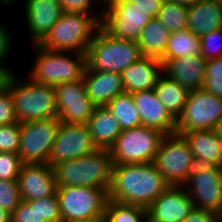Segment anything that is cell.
I'll return each instance as SVG.
<instances>
[{"instance_id":"cell-16","label":"cell","mask_w":222,"mask_h":222,"mask_svg":"<svg viewBox=\"0 0 222 222\" xmlns=\"http://www.w3.org/2000/svg\"><path fill=\"white\" fill-rule=\"evenodd\" d=\"M194 203L183 186H170L147 208V222H183Z\"/></svg>"},{"instance_id":"cell-22","label":"cell","mask_w":222,"mask_h":222,"mask_svg":"<svg viewBox=\"0 0 222 222\" xmlns=\"http://www.w3.org/2000/svg\"><path fill=\"white\" fill-rule=\"evenodd\" d=\"M163 73V64L155 57L142 56L121 72L126 93L154 89Z\"/></svg>"},{"instance_id":"cell-38","label":"cell","mask_w":222,"mask_h":222,"mask_svg":"<svg viewBox=\"0 0 222 222\" xmlns=\"http://www.w3.org/2000/svg\"><path fill=\"white\" fill-rule=\"evenodd\" d=\"M11 222H44L37 212V199L22 200L11 214Z\"/></svg>"},{"instance_id":"cell-4","label":"cell","mask_w":222,"mask_h":222,"mask_svg":"<svg viewBox=\"0 0 222 222\" xmlns=\"http://www.w3.org/2000/svg\"><path fill=\"white\" fill-rule=\"evenodd\" d=\"M142 56L137 42L111 36L100 26L87 49L86 66L92 71L121 74Z\"/></svg>"},{"instance_id":"cell-36","label":"cell","mask_w":222,"mask_h":222,"mask_svg":"<svg viewBox=\"0 0 222 222\" xmlns=\"http://www.w3.org/2000/svg\"><path fill=\"white\" fill-rule=\"evenodd\" d=\"M20 146V123L0 126V152L18 153Z\"/></svg>"},{"instance_id":"cell-5","label":"cell","mask_w":222,"mask_h":222,"mask_svg":"<svg viewBox=\"0 0 222 222\" xmlns=\"http://www.w3.org/2000/svg\"><path fill=\"white\" fill-rule=\"evenodd\" d=\"M101 24L85 13H63L45 38L38 44L42 48L86 54Z\"/></svg>"},{"instance_id":"cell-34","label":"cell","mask_w":222,"mask_h":222,"mask_svg":"<svg viewBox=\"0 0 222 222\" xmlns=\"http://www.w3.org/2000/svg\"><path fill=\"white\" fill-rule=\"evenodd\" d=\"M200 55L207 61L222 57V28L200 37Z\"/></svg>"},{"instance_id":"cell-29","label":"cell","mask_w":222,"mask_h":222,"mask_svg":"<svg viewBox=\"0 0 222 222\" xmlns=\"http://www.w3.org/2000/svg\"><path fill=\"white\" fill-rule=\"evenodd\" d=\"M200 37L191 30L172 32L164 55L160 59H175L189 55H200Z\"/></svg>"},{"instance_id":"cell-14","label":"cell","mask_w":222,"mask_h":222,"mask_svg":"<svg viewBox=\"0 0 222 222\" xmlns=\"http://www.w3.org/2000/svg\"><path fill=\"white\" fill-rule=\"evenodd\" d=\"M54 87L57 117L60 121L68 124H86L96 106L85 91L83 79L61 83Z\"/></svg>"},{"instance_id":"cell-9","label":"cell","mask_w":222,"mask_h":222,"mask_svg":"<svg viewBox=\"0 0 222 222\" xmlns=\"http://www.w3.org/2000/svg\"><path fill=\"white\" fill-rule=\"evenodd\" d=\"M222 122V98L201 88L189 92L187 102L176 120V134L194 130H216Z\"/></svg>"},{"instance_id":"cell-12","label":"cell","mask_w":222,"mask_h":222,"mask_svg":"<svg viewBox=\"0 0 222 222\" xmlns=\"http://www.w3.org/2000/svg\"><path fill=\"white\" fill-rule=\"evenodd\" d=\"M192 159L188 142L174 133L162 138L153 164L170 186H183L187 182V169Z\"/></svg>"},{"instance_id":"cell-33","label":"cell","mask_w":222,"mask_h":222,"mask_svg":"<svg viewBox=\"0 0 222 222\" xmlns=\"http://www.w3.org/2000/svg\"><path fill=\"white\" fill-rule=\"evenodd\" d=\"M21 201L18 180H0V207L12 214Z\"/></svg>"},{"instance_id":"cell-51","label":"cell","mask_w":222,"mask_h":222,"mask_svg":"<svg viewBox=\"0 0 222 222\" xmlns=\"http://www.w3.org/2000/svg\"><path fill=\"white\" fill-rule=\"evenodd\" d=\"M215 222H222V218L218 217Z\"/></svg>"},{"instance_id":"cell-47","label":"cell","mask_w":222,"mask_h":222,"mask_svg":"<svg viewBox=\"0 0 222 222\" xmlns=\"http://www.w3.org/2000/svg\"><path fill=\"white\" fill-rule=\"evenodd\" d=\"M171 1L177 3L178 5L189 7L191 4L196 3L200 0H171Z\"/></svg>"},{"instance_id":"cell-21","label":"cell","mask_w":222,"mask_h":222,"mask_svg":"<svg viewBox=\"0 0 222 222\" xmlns=\"http://www.w3.org/2000/svg\"><path fill=\"white\" fill-rule=\"evenodd\" d=\"M85 91L95 106H106L125 92L121 74L111 71H92L87 66L83 74Z\"/></svg>"},{"instance_id":"cell-23","label":"cell","mask_w":222,"mask_h":222,"mask_svg":"<svg viewBox=\"0 0 222 222\" xmlns=\"http://www.w3.org/2000/svg\"><path fill=\"white\" fill-rule=\"evenodd\" d=\"M187 27L196 36L222 28V8L219 1L200 0L187 8Z\"/></svg>"},{"instance_id":"cell-2","label":"cell","mask_w":222,"mask_h":222,"mask_svg":"<svg viewBox=\"0 0 222 222\" xmlns=\"http://www.w3.org/2000/svg\"><path fill=\"white\" fill-rule=\"evenodd\" d=\"M113 159L108 149H97L89 155L65 160L53 166L57 187L86 186L109 189Z\"/></svg>"},{"instance_id":"cell-11","label":"cell","mask_w":222,"mask_h":222,"mask_svg":"<svg viewBox=\"0 0 222 222\" xmlns=\"http://www.w3.org/2000/svg\"><path fill=\"white\" fill-rule=\"evenodd\" d=\"M60 124L58 117L20 123L18 155L23 164L48 163Z\"/></svg>"},{"instance_id":"cell-15","label":"cell","mask_w":222,"mask_h":222,"mask_svg":"<svg viewBox=\"0 0 222 222\" xmlns=\"http://www.w3.org/2000/svg\"><path fill=\"white\" fill-rule=\"evenodd\" d=\"M97 149L86 124L61 122L48 164L53 167L58 162L80 158Z\"/></svg>"},{"instance_id":"cell-20","label":"cell","mask_w":222,"mask_h":222,"mask_svg":"<svg viewBox=\"0 0 222 222\" xmlns=\"http://www.w3.org/2000/svg\"><path fill=\"white\" fill-rule=\"evenodd\" d=\"M142 126L160 130L165 135L176 133V120L158 99L154 89L132 93Z\"/></svg>"},{"instance_id":"cell-19","label":"cell","mask_w":222,"mask_h":222,"mask_svg":"<svg viewBox=\"0 0 222 222\" xmlns=\"http://www.w3.org/2000/svg\"><path fill=\"white\" fill-rule=\"evenodd\" d=\"M25 20L34 44H39L63 14L59 0H25Z\"/></svg>"},{"instance_id":"cell-48","label":"cell","mask_w":222,"mask_h":222,"mask_svg":"<svg viewBox=\"0 0 222 222\" xmlns=\"http://www.w3.org/2000/svg\"><path fill=\"white\" fill-rule=\"evenodd\" d=\"M7 6H11L12 5V3L14 4V2L15 1H17V0H2Z\"/></svg>"},{"instance_id":"cell-3","label":"cell","mask_w":222,"mask_h":222,"mask_svg":"<svg viewBox=\"0 0 222 222\" xmlns=\"http://www.w3.org/2000/svg\"><path fill=\"white\" fill-rule=\"evenodd\" d=\"M17 72L10 77L7 88L13 99L19 123L57 117L56 90L52 85L34 82L30 78L20 83Z\"/></svg>"},{"instance_id":"cell-30","label":"cell","mask_w":222,"mask_h":222,"mask_svg":"<svg viewBox=\"0 0 222 222\" xmlns=\"http://www.w3.org/2000/svg\"><path fill=\"white\" fill-rule=\"evenodd\" d=\"M106 222H147V208L108 200Z\"/></svg>"},{"instance_id":"cell-37","label":"cell","mask_w":222,"mask_h":222,"mask_svg":"<svg viewBox=\"0 0 222 222\" xmlns=\"http://www.w3.org/2000/svg\"><path fill=\"white\" fill-rule=\"evenodd\" d=\"M37 212L44 222H62L57 195L37 199Z\"/></svg>"},{"instance_id":"cell-28","label":"cell","mask_w":222,"mask_h":222,"mask_svg":"<svg viewBox=\"0 0 222 222\" xmlns=\"http://www.w3.org/2000/svg\"><path fill=\"white\" fill-rule=\"evenodd\" d=\"M106 107L118 121L121 130L142 126L140 114L131 93L123 92L111 100Z\"/></svg>"},{"instance_id":"cell-27","label":"cell","mask_w":222,"mask_h":222,"mask_svg":"<svg viewBox=\"0 0 222 222\" xmlns=\"http://www.w3.org/2000/svg\"><path fill=\"white\" fill-rule=\"evenodd\" d=\"M154 91L169 114L177 120L187 102L189 92L164 73L158 78Z\"/></svg>"},{"instance_id":"cell-50","label":"cell","mask_w":222,"mask_h":222,"mask_svg":"<svg viewBox=\"0 0 222 222\" xmlns=\"http://www.w3.org/2000/svg\"><path fill=\"white\" fill-rule=\"evenodd\" d=\"M219 132H220V135L222 136V122H221V124H220V126H219Z\"/></svg>"},{"instance_id":"cell-49","label":"cell","mask_w":222,"mask_h":222,"mask_svg":"<svg viewBox=\"0 0 222 222\" xmlns=\"http://www.w3.org/2000/svg\"><path fill=\"white\" fill-rule=\"evenodd\" d=\"M98 1L101 3V6L103 4V7L106 6L110 2V0H98Z\"/></svg>"},{"instance_id":"cell-7","label":"cell","mask_w":222,"mask_h":222,"mask_svg":"<svg viewBox=\"0 0 222 222\" xmlns=\"http://www.w3.org/2000/svg\"><path fill=\"white\" fill-rule=\"evenodd\" d=\"M191 197L194 208L222 211V167L211 161L193 158L187 169V182L183 185Z\"/></svg>"},{"instance_id":"cell-26","label":"cell","mask_w":222,"mask_h":222,"mask_svg":"<svg viewBox=\"0 0 222 222\" xmlns=\"http://www.w3.org/2000/svg\"><path fill=\"white\" fill-rule=\"evenodd\" d=\"M171 32L157 17L142 29L137 41L143 56L160 59L166 50Z\"/></svg>"},{"instance_id":"cell-53","label":"cell","mask_w":222,"mask_h":222,"mask_svg":"<svg viewBox=\"0 0 222 222\" xmlns=\"http://www.w3.org/2000/svg\"><path fill=\"white\" fill-rule=\"evenodd\" d=\"M110 1H130V0H110Z\"/></svg>"},{"instance_id":"cell-10","label":"cell","mask_w":222,"mask_h":222,"mask_svg":"<svg viewBox=\"0 0 222 222\" xmlns=\"http://www.w3.org/2000/svg\"><path fill=\"white\" fill-rule=\"evenodd\" d=\"M108 190L86 186L57 187L62 222L104 216Z\"/></svg>"},{"instance_id":"cell-46","label":"cell","mask_w":222,"mask_h":222,"mask_svg":"<svg viewBox=\"0 0 222 222\" xmlns=\"http://www.w3.org/2000/svg\"><path fill=\"white\" fill-rule=\"evenodd\" d=\"M0 222H11V214L0 207Z\"/></svg>"},{"instance_id":"cell-52","label":"cell","mask_w":222,"mask_h":222,"mask_svg":"<svg viewBox=\"0 0 222 222\" xmlns=\"http://www.w3.org/2000/svg\"><path fill=\"white\" fill-rule=\"evenodd\" d=\"M0 4H2L3 7H6V6H7L2 0H0Z\"/></svg>"},{"instance_id":"cell-35","label":"cell","mask_w":222,"mask_h":222,"mask_svg":"<svg viewBox=\"0 0 222 222\" xmlns=\"http://www.w3.org/2000/svg\"><path fill=\"white\" fill-rule=\"evenodd\" d=\"M22 165L18 153L0 152V180H18Z\"/></svg>"},{"instance_id":"cell-8","label":"cell","mask_w":222,"mask_h":222,"mask_svg":"<svg viewBox=\"0 0 222 222\" xmlns=\"http://www.w3.org/2000/svg\"><path fill=\"white\" fill-rule=\"evenodd\" d=\"M165 136L160 130L139 126L122 130L109 148L114 164H137L153 162L160 142Z\"/></svg>"},{"instance_id":"cell-43","label":"cell","mask_w":222,"mask_h":222,"mask_svg":"<svg viewBox=\"0 0 222 222\" xmlns=\"http://www.w3.org/2000/svg\"><path fill=\"white\" fill-rule=\"evenodd\" d=\"M131 3L146 13L152 18L157 17V14L161 8L162 2L160 0H130Z\"/></svg>"},{"instance_id":"cell-54","label":"cell","mask_w":222,"mask_h":222,"mask_svg":"<svg viewBox=\"0 0 222 222\" xmlns=\"http://www.w3.org/2000/svg\"><path fill=\"white\" fill-rule=\"evenodd\" d=\"M219 5L222 8V0H219Z\"/></svg>"},{"instance_id":"cell-39","label":"cell","mask_w":222,"mask_h":222,"mask_svg":"<svg viewBox=\"0 0 222 222\" xmlns=\"http://www.w3.org/2000/svg\"><path fill=\"white\" fill-rule=\"evenodd\" d=\"M95 2H99L98 0H59L63 13H85L92 15L100 24L103 20L104 7L100 10V15H96L97 13L90 14L92 10V3L94 5ZM90 10V11H89Z\"/></svg>"},{"instance_id":"cell-42","label":"cell","mask_w":222,"mask_h":222,"mask_svg":"<svg viewBox=\"0 0 222 222\" xmlns=\"http://www.w3.org/2000/svg\"><path fill=\"white\" fill-rule=\"evenodd\" d=\"M218 217L215 212L194 208L183 222H215Z\"/></svg>"},{"instance_id":"cell-1","label":"cell","mask_w":222,"mask_h":222,"mask_svg":"<svg viewBox=\"0 0 222 222\" xmlns=\"http://www.w3.org/2000/svg\"><path fill=\"white\" fill-rule=\"evenodd\" d=\"M169 187L153 162L114 164L108 197L111 201L148 208Z\"/></svg>"},{"instance_id":"cell-17","label":"cell","mask_w":222,"mask_h":222,"mask_svg":"<svg viewBox=\"0 0 222 222\" xmlns=\"http://www.w3.org/2000/svg\"><path fill=\"white\" fill-rule=\"evenodd\" d=\"M18 184L23 201L56 195L57 191L54 170L48 163L23 164Z\"/></svg>"},{"instance_id":"cell-55","label":"cell","mask_w":222,"mask_h":222,"mask_svg":"<svg viewBox=\"0 0 222 222\" xmlns=\"http://www.w3.org/2000/svg\"><path fill=\"white\" fill-rule=\"evenodd\" d=\"M161 2L171 1V0H160Z\"/></svg>"},{"instance_id":"cell-18","label":"cell","mask_w":222,"mask_h":222,"mask_svg":"<svg viewBox=\"0 0 222 222\" xmlns=\"http://www.w3.org/2000/svg\"><path fill=\"white\" fill-rule=\"evenodd\" d=\"M160 60L163 64V73L178 82L188 92L204 87L207 60L201 55Z\"/></svg>"},{"instance_id":"cell-31","label":"cell","mask_w":222,"mask_h":222,"mask_svg":"<svg viewBox=\"0 0 222 222\" xmlns=\"http://www.w3.org/2000/svg\"><path fill=\"white\" fill-rule=\"evenodd\" d=\"M187 8L172 1L162 2L157 18L172 33L187 29Z\"/></svg>"},{"instance_id":"cell-40","label":"cell","mask_w":222,"mask_h":222,"mask_svg":"<svg viewBox=\"0 0 222 222\" xmlns=\"http://www.w3.org/2000/svg\"><path fill=\"white\" fill-rule=\"evenodd\" d=\"M18 123L15 115L13 99L6 87L0 91V126Z\"/></svg>"},{"instance_id":"cell-13","label":"cell","mask_w":222,"mask_h":222,"mask_svg":"<svg viewBox=\"0 0 222 222\" xmlns=\"http://www.w3.org/2000/svg\"><path fill=\"white\" fill-rule=\"evenodd\" d=\"M152 17L130 1H110L104 7L101 26L111 35L137 42Z\"/></svg>"},{"instance_id":"cell-24","label":"cell","mask_w":222,"mask_h":222,"mask_svg":"<svg viewBox=\"0 0 222 222\" xmlns=\"http://www.w3.org/2000/svg\"><path fill=\"white\" fill-rule=\"evenodd\" d=\"M190 146L193 158L222 167V136L216 130H194L182 135Z\"/></svg>"},{"instance_id":"cell-6","label":"cell","mask_w":222,"mask_h":222,"mask_svg":"<svg viewBox=\"0 0 222 222\" xmlns=\"http://www.w3.org/2000/svg\"><path fill=\"white\" fill-rule=\"evenodd\" d=\"M36 58L28 73L31 80L39 84L56 86L61 83L81 80L86 68V54L53 51L33 45ZM74 58V59H73Z\"/></svg>"},{"instance_id":"cell-45","label":"cell","mask_w":222,"mask_h":222,"mask_svg":"<svg viewBox=\"0 0 222 222\" xmlns=\"http://www.w3.org/2000/svg\"><path fill=\"white\" fill-rule=\"evenodd\" d=\"M105 216H98L95 218H89V219H81V220H69V221H63V222H105Z\"/></svg>"},{"instance_id":"cell-41","label":"cell","mask_w":222,"mask_h":222,"mask_svg":"<svg viewBox=\"0 0 222 222\" xmlns=\"http://www.w3.org/2000/svg\"><path fill=\"white\" fill-rule=\"evenodd\" d=\"M5 26L0 24V63H3L8 57L13 44L11 32ZM10 33V34H9Z\"/></svg>"},{"instance_id":"cell-25","label":"cell","mask_w":222,"mask_h":222,"mask_svg":"<svg viewBox=\"0 0 222 222\" xmlns=\"http://www.w3.org/2000/svg\"><path fill=\"white\" fill-rule=\"evenodd\" d=\"M86 125L98 149L109 150L122 131L106 106H96Z\"/></svg>"},{"instance_id":"cell-32","label":"cell","mask_w":222,"mask_h":222,"mask_svg":"<svg viewBox=\"0 0 222 222\" xmlns=\"http://www.w3.org/2000/svg\"><path fill=\"white\" fill-rule=\"evenodd\" d=\"M204 89L222 98V57L207 61Z\"/></svg>"},{"instance_id":"cell-44","label":"cell","mask_w":222,"mask_h":222,"mask_svg":"<svg viewBox=\"0 0 222 222\" xmlns=\"http://www.w3.org/2000/svg\"><path fill=\"white\" fill-rule=\"evenodd\" d=\"M15 71L13 69L6 67L3 63H0V91L7 87L10 77Z\"/></svg>"}]
</instances>
